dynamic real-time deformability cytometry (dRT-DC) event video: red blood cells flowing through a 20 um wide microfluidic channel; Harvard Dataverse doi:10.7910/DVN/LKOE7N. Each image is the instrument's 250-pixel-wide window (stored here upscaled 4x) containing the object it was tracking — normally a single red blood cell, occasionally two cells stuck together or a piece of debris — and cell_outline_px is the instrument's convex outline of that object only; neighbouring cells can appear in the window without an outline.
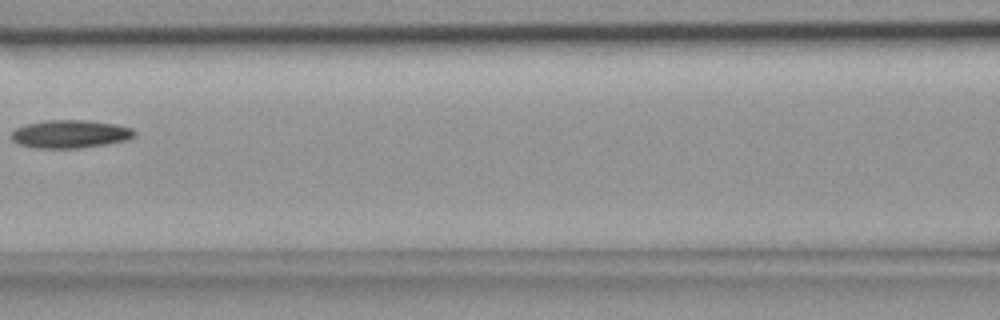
{"species": "common noctule bat (a hibernating species)", "species_latin": "Nyctalus noctula", "temperature_condition": "room temperature", "stored_images_in_passage": 6, "camera_frame_rate_fps": 3000, "um_per_image_px": 0.085, "animal": {"sex": "female", "body_mass_g": 18.4}, "frame": {"image": 1, "passage_image": 6, "time_ms": 1.667, "image_size_px": [1000, 320], "cell_outline_px": [[136, 136], [128, 140], [108, 144], [80, 148], [36, 148], [20, 144], [12, 140], [12, 132], [16, 128], [28, 124], [44, 120], [84, 120], [116, 124], [132, 128], [136, 132]], "centroid_in_image_um": [6.02, 11.39], "position_along_channel_um": 160.6, "area_um2": 20.17}}